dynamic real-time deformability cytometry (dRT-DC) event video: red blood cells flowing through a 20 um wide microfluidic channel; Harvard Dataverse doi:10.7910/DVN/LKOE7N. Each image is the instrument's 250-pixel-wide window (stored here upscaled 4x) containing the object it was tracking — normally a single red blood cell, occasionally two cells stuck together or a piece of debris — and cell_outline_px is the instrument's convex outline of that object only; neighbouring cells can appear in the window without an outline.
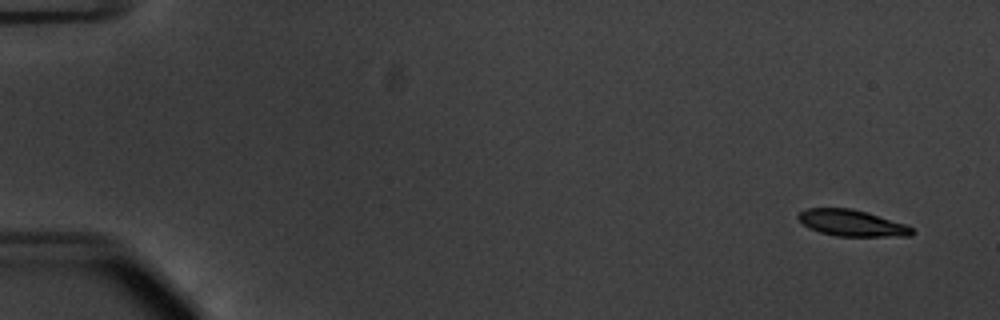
{"species": "common noctule bat (a hibernating species)", "species_latin": "Nyctalus noctula", "temperature_condition": "warm", "stored_images_in_passage": 13, "camera_frame_rate_fps": 3000, "um_per_image_px": 0.085, "animal": {"sex": "male", "body_mass_g": 20.1, "forearm_length_mm": 53.5}, "frame": {"image": 1, "passage_image": 1, "time_ms": 0.0, "image_size_px": [1000, 320], "cell_outline_px": [[916, 232], [912, 236], [836, 236], [820, 232], [808, 228], [796, 216], [800, 212], [808, 208], [852, 208], [904, 224], [912, 228]], "centroid_in_image_um": [72.39, 18.96], "position_along_channel_um": 12.6, "area_um2": 17.28}}